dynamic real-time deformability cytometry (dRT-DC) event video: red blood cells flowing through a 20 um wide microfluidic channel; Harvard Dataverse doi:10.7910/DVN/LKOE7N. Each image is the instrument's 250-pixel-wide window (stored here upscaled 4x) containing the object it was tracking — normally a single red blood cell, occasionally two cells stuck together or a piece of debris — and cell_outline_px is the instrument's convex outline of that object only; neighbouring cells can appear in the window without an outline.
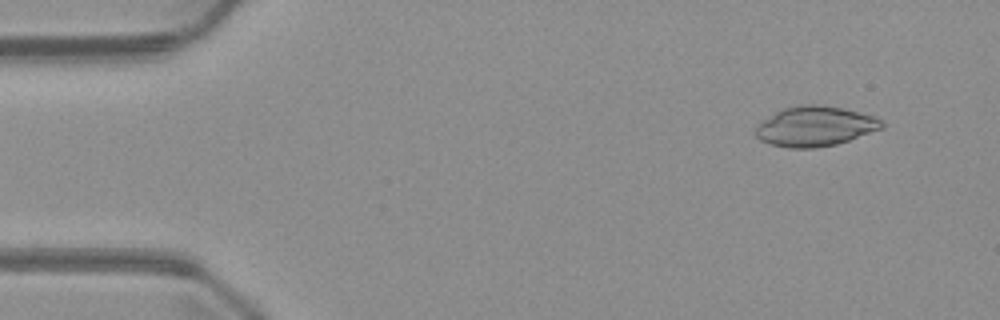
{"species": "common noctule bat (a hibernating species)", "species_latin": "Nyctalus noctula", "temperature_condition": "warm", "stored_images_in_passage": 4, "camera_frame_rate_fps": 3000, "um_per_image_px": 0.085, "animal": {"sex": "male", "body_mass_g": 23.1, "forearm_length_mm": 52.7}, "frame": {"image": 1, "passage_image": 1, "time_ms": 0.0, "image_size_px": [1000, 320], "cell_outline_px": [[884, 128], [836, 144], [816, 148], [788, 148], [768, 144], [760, 140], [756, 136], [756, 128], [764, 120], [776, 112], [784, 108], [800, 104], [824, 104], [844, 108], [876, 116], [884, 120]], "centroid_in_image_um": [69.33, 10.73], "position_along_channel_um": 15.7, "area_um2": 29.59}}